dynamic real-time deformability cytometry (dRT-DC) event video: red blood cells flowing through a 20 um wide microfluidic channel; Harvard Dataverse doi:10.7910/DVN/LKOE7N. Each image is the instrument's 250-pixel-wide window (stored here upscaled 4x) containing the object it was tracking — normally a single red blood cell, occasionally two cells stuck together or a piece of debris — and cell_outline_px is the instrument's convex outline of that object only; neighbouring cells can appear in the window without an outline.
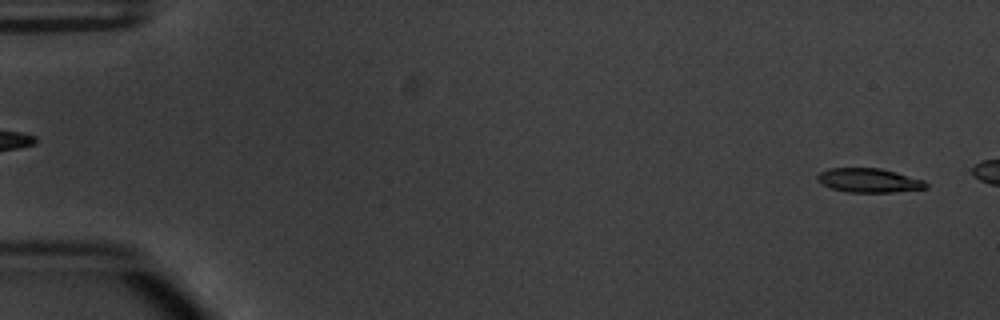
{"species": "common noctule bat (a hibernating species)", "species_latin": "Nyctalus noctula", "temperature_condition": "warm", "stored_images_in_passage": 12, "camera_frame_rate_fps": 3000, "um_per_image_px": 0.085, "animal": {"sex": "male", "body_mass_g": 20.1, "forearm_length_mm": 53.5}, "frame": {"image": 1, "passage_image": 2, "time_ms": 0.333, "image_size_px": [1000, 320], "cell_outline_px": [[928, 188], [892, 192], [848, 192], [828, 188], [820, 184], [816, 180], [816, 176], [820, 172], [828, 168], [880, 168], [896, 172], [924, 180], [928, 184]], "centroid_in_image_um": [73.81, 15.33], "position_along_channel_um": 11.2, "area_um2": 15.43}}